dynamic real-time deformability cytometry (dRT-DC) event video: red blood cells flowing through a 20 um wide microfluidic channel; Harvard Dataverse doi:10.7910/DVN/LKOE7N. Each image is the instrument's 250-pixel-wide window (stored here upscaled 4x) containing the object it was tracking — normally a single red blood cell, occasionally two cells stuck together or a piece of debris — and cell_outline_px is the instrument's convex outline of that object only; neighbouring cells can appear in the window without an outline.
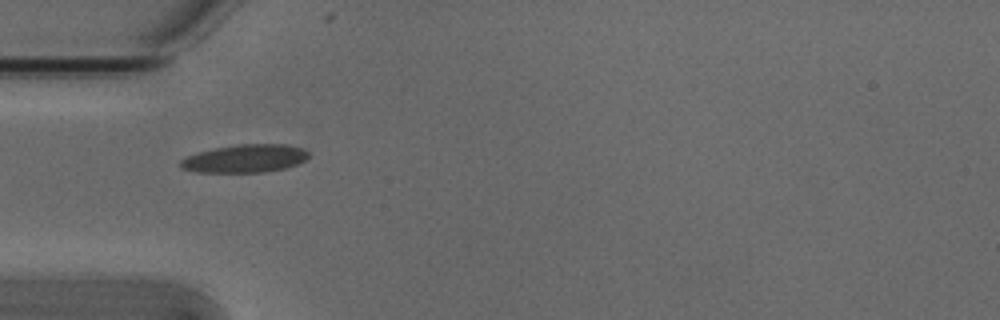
{"species": "Egyptian fruit bat (a non-hibernating species)", "species_latin": "Rousettus aegyptiacus", "temperature_condition": "cold", "stored_images_in_passage": 8, "camera_frame_rate_fps": 3000, "um_per_image_px": 0.085, "animal": {"sex": "male"}, "frame": {"image": 1, "passage_image": 5, "time_ms": 1.333, "image_size_px": [1000, 320], "cell_outline_px": [[308, 156], [304, 160], [296, 164], [284, 168], [264, 172], [196, 172], [180, 168], [180, 160], [188, 156], [200, 152], [216, 148], [236, 144], [288, 144], [300, 148], [308, 152]], "centroid_in_image_um": [20.81, 13.47], "position_along_channel_um": 64.2, "area_um2": 20.69}}
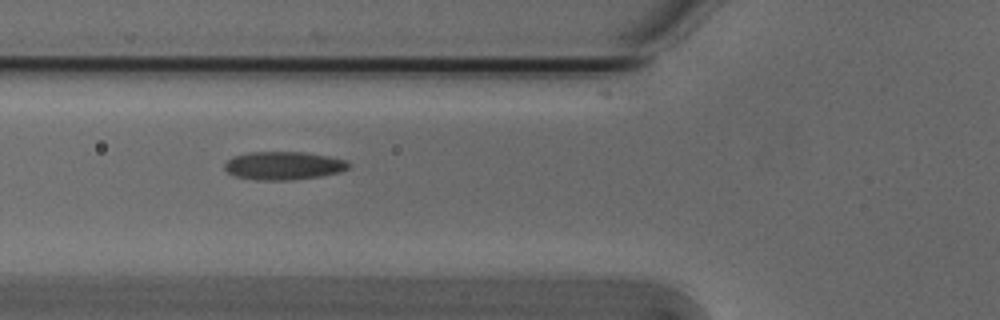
{"frame": {"image": 2, "passage_image": 6, "time_ms": 1.667, "image_size_px": [1000, 320], "cell_outline_px": [[352, 164], [348, 168], [340, 172], [320, 176], [288, 180], [256, 180], [236, 176], [228, 172], [224, 168], [224, 164], [232, 156], [248, 152], [304, 152], [328, 156], [348, 160]], "centroid_in_image_um": [24.12, 14.07], "position_along_channel_um": 101.7, "area_um2": 20.46}}
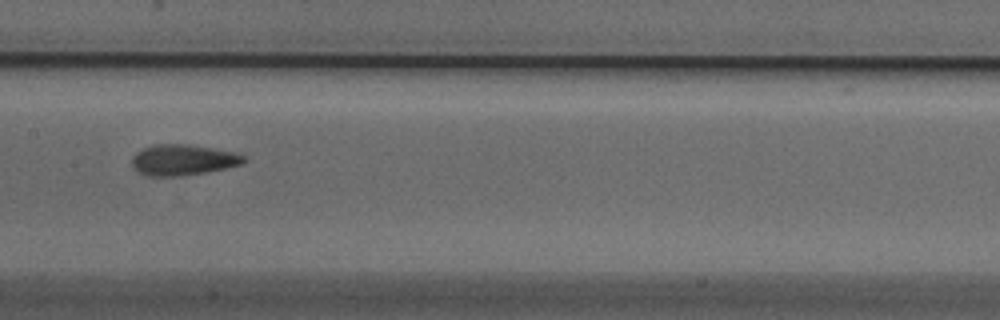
{"frame": {"image": 3, "passage_image": 8, "time_ms": 2.333, "image_size_px": [1000, 320], "cell_outline_px": [[248, 160], [244, 164], [204, 172], [180, 176], [148, 176], [132, 168], [132, 156], [136, 152], [144, 148], [156, 144], [188, 144], [236, 152], [244, 156]], "centroid_in_image_um": [15.56, 13.59], "position_along_channel_um": 191.8, "area_um2": 20.11}}